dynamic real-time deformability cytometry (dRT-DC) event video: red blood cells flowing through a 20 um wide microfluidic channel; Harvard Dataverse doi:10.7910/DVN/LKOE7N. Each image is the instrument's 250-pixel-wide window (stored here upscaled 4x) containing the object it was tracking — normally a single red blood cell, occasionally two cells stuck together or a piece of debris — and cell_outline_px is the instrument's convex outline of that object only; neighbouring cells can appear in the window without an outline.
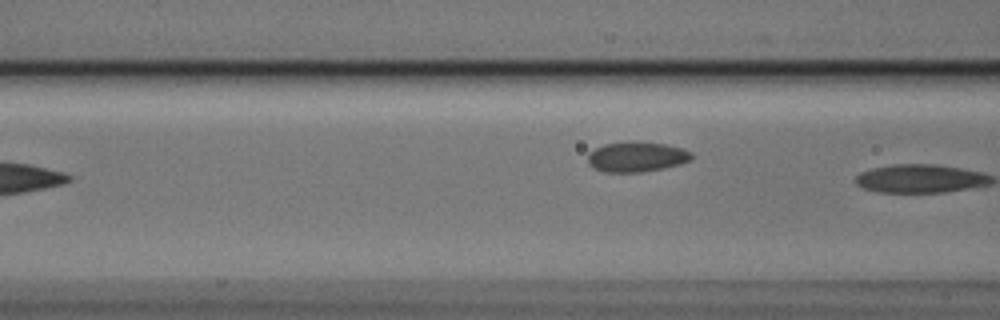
{"species": "Egyptian fruit bat (a non-hibernating species)", "species_latin": "Rousettus aegyptiacus", "temperature_condition": "cold", "stored_images_in_passage": 4, "camera_frame_rate_fps": 3000, "um_per_image_px": 0.085, "animal": {"sex": "male"}, "frame": {"image": 1, "passage_image": 4, "time_ms": 1.0, "image_size_px": [1000, 320], "cell_outline_px": [[692, 160], [680, 164], [664, 168], [640, 172], [604, 172], [592, 168], [588, 164], [588, 152], [604, 144], [664, 144], [680, 148], [692, 152]], "centroid_in_image_um": [54.1, 13.38], "position_along_channel_um": 112.5, "area_um2": 17.57}}